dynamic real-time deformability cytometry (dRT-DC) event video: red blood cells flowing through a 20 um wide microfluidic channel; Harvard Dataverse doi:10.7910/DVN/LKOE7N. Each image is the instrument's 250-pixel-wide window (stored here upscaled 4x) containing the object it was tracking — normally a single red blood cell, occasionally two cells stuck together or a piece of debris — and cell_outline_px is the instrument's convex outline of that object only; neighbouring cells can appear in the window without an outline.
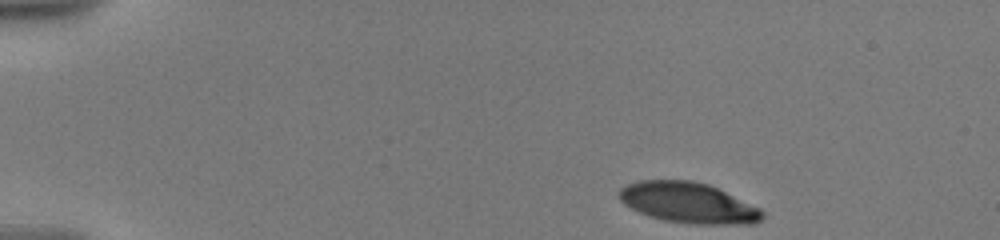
{"species": "human", "species_latin": "Homo sapiens", "temperature_condition": "warm", "stored_images_in_passage": 17, "camera_frame_rate_fps": 3000, "um_per_image_px": 0.085, "donor": {"sex": "male"}, "frame": {"image": 1, "passage_image": 1, "time_ms": 0.0, "image_size_px": [1000, 240], "cell_outline_px": [[764, 216], [756, 224], [696, 224], [664, 220], [648, 216], [624, 204], [616, 196], [616, 192], [620, 188], [628, 184], [640, 180], [692, 180], [708, 184], [760, 208], [764, 212]], "centroid_in_image_um": [58.48, 17.23], "position_along_channel_um": 26.5, "area_um2": 33.93}}
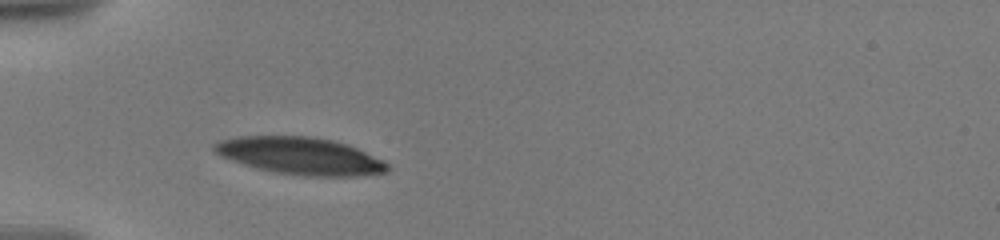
{"frame": {"image": 2, "passage_image": 16, "time_ms": 3.333, "image_size_px": [1000, 240], "cell_outline_px": [[388, 172], [360, 176], [304, 176], [276, 172], [244, 164], [232, 160], [216, 152], [212, 148], [212, 144], [220, 140], [236, 136], [308, 136], [332, 140], [348, 144], [384, 160], [388, 164]], "centroid_in_image_um": [25.56, 13.24], "position_along_channel_um": 59.4, "area_um2": 37.4}}